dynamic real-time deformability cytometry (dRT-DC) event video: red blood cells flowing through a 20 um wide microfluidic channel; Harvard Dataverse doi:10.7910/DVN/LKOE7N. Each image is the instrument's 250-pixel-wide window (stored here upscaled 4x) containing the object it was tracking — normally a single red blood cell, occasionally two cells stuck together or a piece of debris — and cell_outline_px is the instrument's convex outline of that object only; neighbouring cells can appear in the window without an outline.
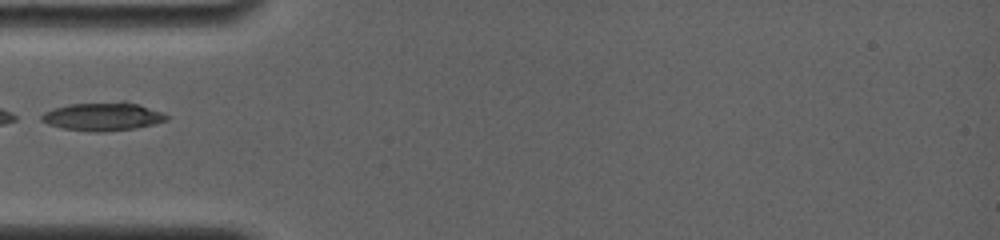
{"species": "common noctule bat (a hibernating species)", "species_latin": "Nyctalus noctula", "temperature_condition": "room temperature", "stored_images_in_passage": 4, "camera_frame_rate_fps": 4000, "um_per_image_px": 0.085, "animal": {"sex": "female", "body_mass_g": 19.0, "forearm_length_mm": 56.7}, "frame": {"image": 1, "passage_image": 1, "time_ms": 0.0, "image_size_px": [1000, 240], "cell_outline_px": [[168, 120], [136, 128], [104, 132], [88, 132], [64, 128], [48, 124], [40, 120], [40, 116], [44, 112], [52, 108], [68, 104], [120, 100], [124, 100], [160, 112], [168, 116]], "centroid_in_image_um": [8.68, 9.89], "position_along_channel_um": 76.3, "area_um2": 20.87}}
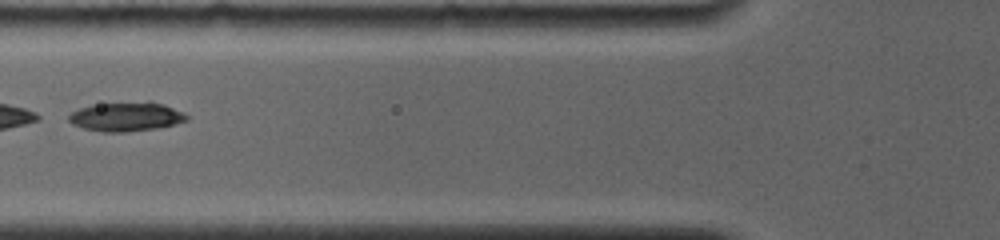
{"frame": {"image": 2, "passage_image": 3, "time_ms": 1.0, "image_size_px": [1000, 240], "cell_outline_px": [[188, 120], [156, 128], [124, 132], [104, 132], [84, 128], [72, 124], [68, 120], [68, 116], [72, 112], [80, 108], [100, 104], [148, 100], [164, 104], [184, 112], [188, 116]], "centroid_in_image_um": [10.75, 9.9], "position_along_channel_um": 115.0, "area_um2": 20.0}}